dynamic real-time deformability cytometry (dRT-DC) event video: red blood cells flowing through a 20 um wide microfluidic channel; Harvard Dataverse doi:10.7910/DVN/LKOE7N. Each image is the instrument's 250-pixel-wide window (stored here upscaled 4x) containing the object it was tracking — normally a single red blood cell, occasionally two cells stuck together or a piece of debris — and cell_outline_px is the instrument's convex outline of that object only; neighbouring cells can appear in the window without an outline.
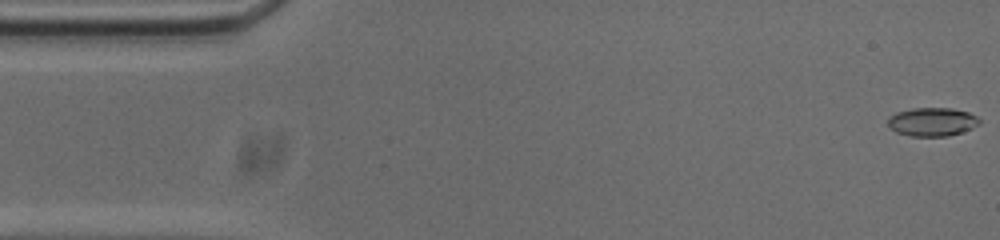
{"species": "common noctule bat (a hibernating species)", "species_latin": "Nyctalus noctula", "temperature_condition": "cold", "stored_images_in_passage": 54, "camera_frame_rate_fps": 3000, "um_per_image_px": 0.085, "animal": {"sex": "male", "body_mass_g": 20.0, "forearm_length_mm": 53.3}, "frame": {"image": 1, "passage_image": 1, "time_ms": 0.0, "image_size_px": [1000, 240], "cell_outline_px": [[980, 124], [972, 128], [948, 136], [912, 136], [896, 132], [888, 124], [888, 116], [896, 112], [912, 108], [952, 108], [968, 112], [976, 116], [980, 120]], "centroid_in_image_um": [79.23, 10.35], "position_along_channel_um": 5.8, "area_um2": 15.2}}
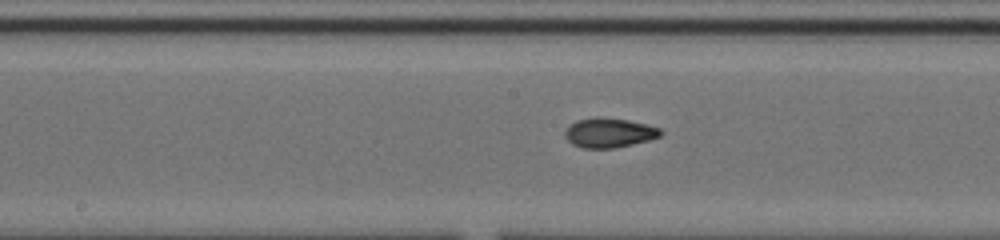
{"frame": {"image": 2, "passage_image": 26, "time_ms": 8.333, "image_size_px": [1000, 240], "cell_outline_px": [[664, 132], [660, 136], [648, 140], [616, 148], [584, 148], [572, 144], [564, 136], [564, 132], [576, 120], [600, 116], [628, 120], [660, 128]], "centroid_in_image_um": [51.78, 11.28], "position_along_channel_um": 196.4, "area_um2": 16.42}}
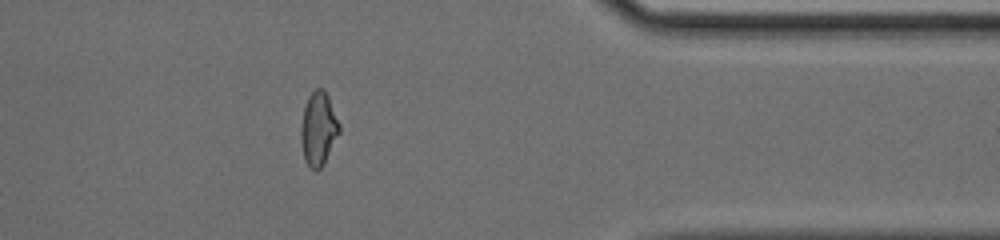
{"frame": {"image": 3, "passage_image": 43, "time_ms": 14.0, "image_size_px": [1000, 240], "cell_outline_px": [[340, 132], [324, 164], [316, 172], [308, 168], [304, 160], [300, 140], [300, 128], [304, 108], [308, 96], [316, 88], [324, 88], [328, 96], [340, 124]], "centroid_in_image_um": [27.05, 10.98], "position_along_channel_um": 384.3, "area_um2": 16.76}, "authors_computed_cell_mechanics": {"area_um2": 16.0395, "velocity_mm_per_s": 3.7342, "shape_relaxation_time_tau1_ms": 4.4906, "shape_relaxation_time_tau2_ms": 1.8842, "deformation_change_tau1": 0.1575, "deformation_change_tau2": 0.0643}}